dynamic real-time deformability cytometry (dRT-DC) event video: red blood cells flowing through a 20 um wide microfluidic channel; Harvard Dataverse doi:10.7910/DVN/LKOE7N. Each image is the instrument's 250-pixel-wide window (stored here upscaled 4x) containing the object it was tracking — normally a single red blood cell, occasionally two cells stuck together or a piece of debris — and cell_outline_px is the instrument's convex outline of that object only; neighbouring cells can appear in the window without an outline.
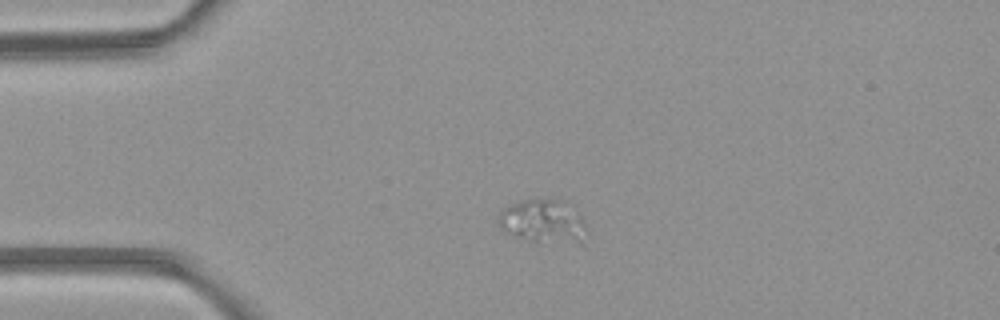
{"species": "common noctule bat (a hibernating species)", "species_latin": "Nyctalus noctula", "temperature_condition": "room temperature", "stored_images_in_passage": 3, "camera_frame_rate_fps": 3000, "um_per_image_px": 0.085, "animal": {"sex": "female", "body_mass_g": 21.9}, "frame": {"image": 1, "passage_image": 2, "time_ms": 1.0, "image_size_px": [1000, 320], "cell_outline_px": [[588, 236], [584, 244], [580, 244], [532, 240], [516, 236], [500, 228], [496, 224], [496, 220], [500, 212], [508, 204], [520, 200], [556, 200], [572, 204], [584, 220], [588, 232]], "centroid_in_image_um": [46.22, 18.82], "position_along_channel_um": 38.8, "area_um2": 22.72}}